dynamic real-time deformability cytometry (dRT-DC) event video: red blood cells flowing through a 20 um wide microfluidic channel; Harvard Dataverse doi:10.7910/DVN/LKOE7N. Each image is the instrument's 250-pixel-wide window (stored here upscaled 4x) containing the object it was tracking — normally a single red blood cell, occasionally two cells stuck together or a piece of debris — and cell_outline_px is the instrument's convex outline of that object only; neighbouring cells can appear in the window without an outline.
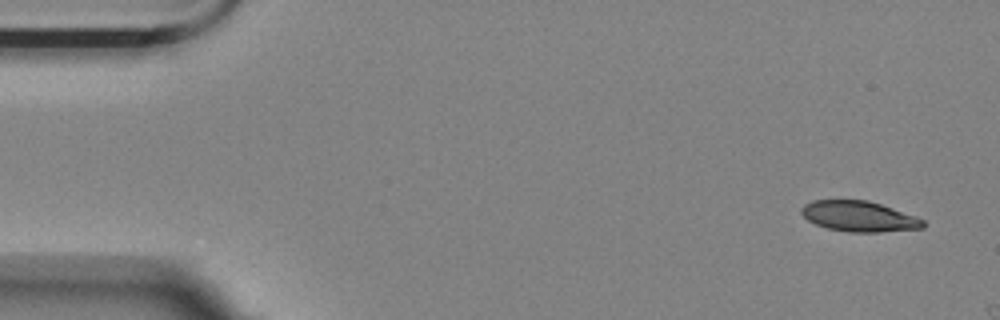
{"species": "Egyptian fruit bat (a non-hibernating species)", "species_latin": "Rousettus aegyptiacus", "temperature_condition": "room temperature", "stored_images_in_passage": 2, "camera_frame_rate_fps": 3000, "um_per_image_px": 0.085, "animal": {"sex": "female"}, "frame": {"image": 1, "passage_image": 1, "time_ms": 0.0, "image_size_px": [1000, 320], "cell_outline_px": [[924, 228], [880, 232], [848, 232], [828, 228], [816, 224], [808, 220], [800, 212], [800, 208], [804, 204], [812, 200], [868, 200], [916, 216], [924, 220]], "centroid_in_image_um": [73.01, 18.39], "position_along_channel_um": 12.0, "area_um2": 21.62}}